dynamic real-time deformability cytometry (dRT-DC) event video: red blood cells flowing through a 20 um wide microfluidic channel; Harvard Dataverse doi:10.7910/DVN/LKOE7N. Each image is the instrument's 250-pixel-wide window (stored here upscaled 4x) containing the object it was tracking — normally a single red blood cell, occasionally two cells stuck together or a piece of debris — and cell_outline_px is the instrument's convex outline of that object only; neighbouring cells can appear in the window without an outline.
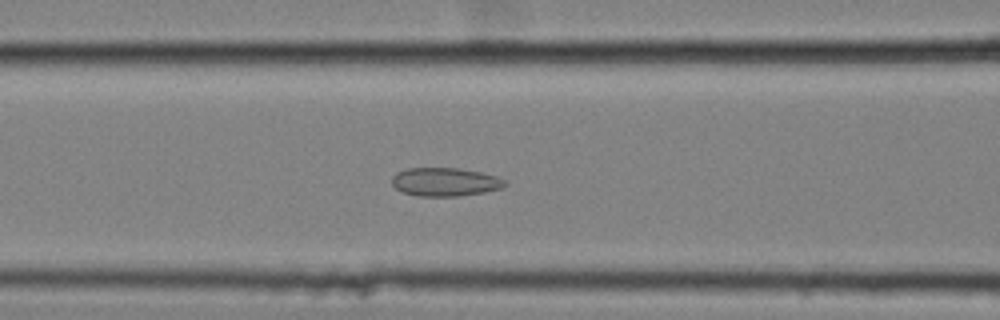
{"species": "common noctule bat (a hibernating species)", "species_latin": "Nyctalus noctula", "temperature_condition": "cold", "stored_images_in_passage": 42, "camera_frame_rate_fps": 3000, "um_per_image_px": 0.085, "animal": {"sex": "female", "body_mass_g": 25.1}, "frame": {"image": 1, "passage_image": 9, "time_ms": 2.667, "image_size_px": [1000, 320], "cell_outline_px": [[508, 184], [504, 188], [484, 192], [460, 196], [416, 196], [400, 192], [392, 184], [392, 176], [396, 172], [408, 168], [456, 168], [480, 172], [496, 176], [504, 180]], "centroid_in_image_um": [37.82, 15.47], "position_along_channel_um": 128.8, "area_um2": 18.9}}
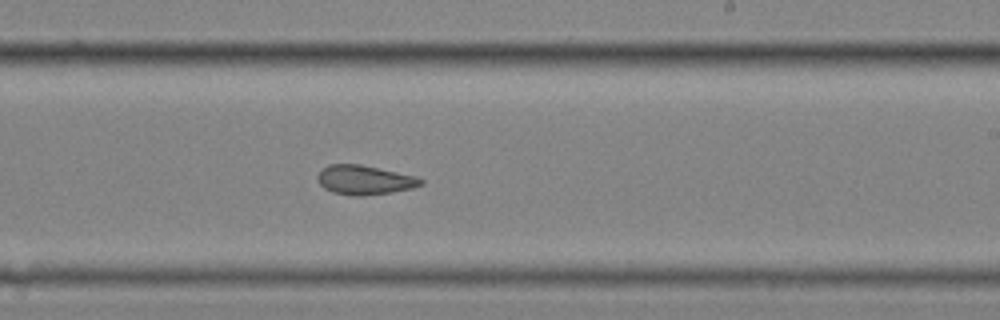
{"frame": {"image": 2, "passage_image": 20, "time_ms": 6.333, "image_size_px": [1000, 320], "cell_outline_px": [[424, 184], [412, 188], [392, 192], [360, 196], [352, 196], [332, 192], [324, 188], [320, 184], [316, 176], [328, 164], [360, 164], [416, 176], [424, 180]], "centroid_in_image_um": [30.99, 15.3], "position_along_channel_um": 258.0, "area_um2": 17.63}}
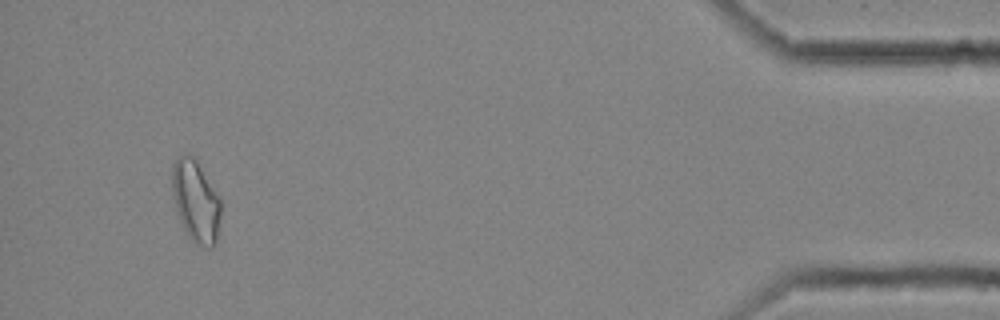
{"frame": {"image": 3, "passage_image": 39, "time_ms": 12.667, "image_size_px": [1000, 320], "cell_outline_px": [[220, 216], [216, 240], [212, 248], [208, 248], [196, 244], [188, 236], [176, 212], [172, 192], [172, 164], [180, 156], [188, 152], [196, 160], [220, 196]], "centroid_in_image_um": [16.63, 17.09], "position_along_channel_um": 418.6, "area_um2": 23.24}, "authors_computed_cell_mechanics": {"area_um2": 18.5538, "velocity_mm_per_s": 3.5293, "shape_relaxation_time_tau1_ms": null, "shape_relaxation_time_tau2_ms": 2.8435, "deformation_change_tau1": null, "deformation_change_tau2": 0.0811}}